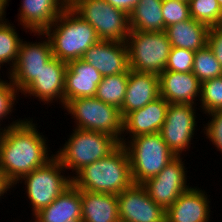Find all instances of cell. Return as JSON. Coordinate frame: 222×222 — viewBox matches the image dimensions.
<instances>
[{
	"label": "cell",
	"instance_id": "1",
	"mask_svg": "<svg viewBox=\"0 0 222 222\" xmlns=\"http://www.w3.org/2000/svg\"><path fill=\"white\" fill-rule=\"evenodd\" d=\"M32 120L24 118L15 126L0 130V170L12 185L54 155L49 150L48 138L37 130L38 124Z\"/></svg>",
	"mask_w": 222,
	"mask_h": 222
},
{
	"label": "cell",
	"instance_id": "2",
	"mask_svg": "<svg viewBox=\"0 0 222 222\" xmlns=\"http://www.w3.org/2000/svg\"><path fill=\"white\" fill-rule=\"evenodd\" d=\"M75 175L72 184L90 192L118 195L134 183L129 155L121 143L106 157L86 165Z\"/></svg>",
	"mask_w": 222,
	"mask_h": 222
},
{
	"label": "cell",
	"instance_id": "3",
	"mask_svg": "<svg viewBox=\"0 0 222 222\" xmlns=\"http://www.w3.org/2000/svg\"><path fill=\"white\" fill-rule=\"evenodd\" d=\"M43 33L51 42L53 57L66 63L82 58L100 41L96 30L69 6Z\"/></svg>",
	"mask_w": 222,
	"mask_h": 222
},
{
	"label": "cell",
	"instance_id": "4",
	"mask_svg": "<svg viewBox=\"0 0 222 222\" xmlns=\"http://www.w3.org/2000/svg\"><path fill=\"white\" fill-rule=\"evenodd\" d=\"M72 130L65 144L54 154L67 171L72 169L71 177L86 165L106 157L120 144L106 133L79 128Z\"/></svg>",
	"mask_w": 222,
	"mask_h": 222
},
{
	"label": "cell",
	"instance_id": "5",
	"mask_svg": "<svg viewBox=\"0 0 222 222\" xmlns=\"http://www.w3.org/2000/svg\"><path fill=\"white\" fill-rule=\"evenodd\" d=\"M121 144L128 152L132 180L135 184H142L155 177L176 157L159 132L121 140Z\"/></svg>",
	"mask_w": 222,
	"mask_h": 222
},
{
	"label": "cell",
	"instance_id": "6",
	"mask_svg": "<svg viewBox=\"0 0 222 222\" xmlns=\"http://www.w3.org/2000/svg\"><path fill=\"white\" fill-rule=\"evenodd\" d=\"M66 169L59 159L53 155L44 165L22 176L13 188L24 182L25 194L30 201L32 215L49 206L60 194L72 185V177L66 176ZM65 174V176H64ZM16 185V186H15Z\"/></svg>",
	"mask_w": 222,
	"mask_h": 222
},
{
	"label": "cell",
	"instance_id": "7",
	"mask_svg": "<svg viewBox=\"0 0 222 222\" xmlns=\"http://www.w3.org/2000/svg\"><path fill=\"white\" fill-rule=\"evenodd\" d=\"M74 118L75 127L83 130L102 132L122 140L123 118L120 110L96 97L69 100L63 107Z\"/></svg>",
	"mask_w": 222,
	"mask_h": 222
},
{
	"label": "cell",
	"instance_id": "8",
	"mask_svg": "<svg viewBox=\"0 0 222 222\" xmlns=\"http://www.w3.org/2000/svg\"><path fill=\"white\" fill-rule=\"evenodd\" d=\"M68 6L96 30L100 40L126 42L130 26L125 11L105 0H68Z\"/></svg>",
	"mask_w": 222,
	"mask_h": 222
},
{
	"label": "cell",
	"instance_id": "9",
	"mask_svg": "<svg viewBox=\"0 0 222 222\" xmlns=\"http://www.w3.org/2000/svg\"><path fill=\"white\" fill-rule=\"evenodd\" d=\"M126 44L131 70L156 75L165 71L172 48L165 31L130 30Z\"/></svg>",
	"mask_w": 222,
	"mask_h": 222
},
{
	"label": "cell",
	"instance_id": "10",
	"mask_svg": "<svg viewBox=\"0 0 222 222\" xmlns=\"http://www.w3.org/2000/svg\"><path fill=\"white\" fill-rule=\"evenodd\" d=\"M35 35H38L37 38L41 37L42 41L28 42L22 40L16 63L10 72H6L8 79L20 93L38 78L39 72L53 57L49 38L43 32L34 33Z\"/></svg>",
	"mask_w": 222,
	"mask_h": 222
},
{
	"label": "cell",
	"instance_id": "11",
	"mask_svg": "<svg viewBox=\"0 0 222 222\" xmlns=\"http://www.w3.org/2000/svg\"><path fill=\"white\" fill-rule=\"evenodd\" d=\"M196 106L198 105L182 103L168 106L166 119L159 133L176 156L184 155L193 144L191 141L198 124L196 109L199 108Z\"/></svg>",
	"mask_w": 222,
	"mask_h": 222
},
{
	"label": "cell",
	"instance_id": "12",
	"mask_svg": "<svg viewBox=\"0 0 222 222\" xmlns=\"http://www.w3.org/2000/svg\"><path fill=\"white\" fill-rule=\"evenodd\" d=\"M184 157L176 156L155 177H151L142 183L149 197L165 210L191 187L189 186L190 183L187 185L189 180H187Z\"/></svg>",
	"mask_w": 222,
	"mask_h": 222
},
{
	"label": "cell",
	"instance_id": "13",
	"mask_svg": "<svg viewBox=\"0 0 222 222\" xmlns=\"http://www.w3.org/2000/svg\"><path fill=\"white\" fill-rule=\"evenodd\" d=\"M117 199L123 222H166V210L149 197L142 184L133 183Z\"/></svg>",
	"mask_w": 222,
	"mask_h": 222
},
{
	"label": "cell",
	"instance_id": "14",
	"mask_svg": "<svg viewBox=\"0 0 222 222\" xmlns=\"http://www.w3.org/2000/svg\"><path fill=\"white\" fill-rule=\"evenodd\" d=\"M67 63L52 57L35 79L22 93L26 97L32 96L43 105H50L54 101L64 107V82ZM59 100V101H58Z\"/></svg>",
	"mask_w": 222,
	"mask_h": 222
},
{
	"label": "cell",
	"instance_id": "15",
	"mask_svg": "<svg viewBox=\"0 0 222 222\" xmlns=\"http://www.w3.org/2000/svg\"><path fill=\"white\" fill-rule=\"evenodd\" d=\"M103 77L127 72L129 68L126 42L100 40L82 56Z\"/></svg>",
	"mask_w": 222,
	"mask_h": 222
},
{
	"label": "cell",
	"instance_id": "16",
	"mask_svg": "<svg viewBox=\"0 0 222 222\" xmlns=\"http://www.w3.org/2000/svg\"><path fill=\"white\" fill-rule=\"evenodd\" d=\"M67 6L68 0H21L17 21L25 33H42Z\"/></svg>",
	"mask_w": 222,
	"mask_h": 222
},
{
	"label": "cell",
	"instance_id": "17",
	"mask_svg": "<svg viewBox=\"0 0 222 222\" xmlns=\"http://www.w3.org/2000/svg\"><path fill=\"white\" fill-rule=\"evenodd\" d=\"M169 103L158 97L141 109L132 111L123 118L122 140L142 134H153L160 132L165 122ZM129 136L126 138V136ZM126 135V136H125Z\"/></svg>",
	"mask_w": 222,
	"mask_h": 222
},
{
	"label": "cell",
	"instance_id": "18",
	"mask_svg": "<svg viewBox=\"0 0 222 222\" xmlns=\"http://www.w3.org/2000/svg\"><path fill=\"white\" fill-rule=\"evenodd\" d=\"M103 76L83 59L67 63L64 82V105L76 98L95 97Z\"/></svg>",
	"mask_w": 222,
	"mask_h": 222
},
{
	"label": "cell",
	"instance_id": "19",
	"mask_svg": "<svg viewBox=\"0 0 222 222\" xmlns=\"http://www.w3.org/2000/svg\"><path fill=\"white\" fill-rule=\"evenodd\" d=\"M205 190L190 187L166 210V222H209L211 199Z\"/></svg>",
	"mask_w": 222,
	"mask_h": 222
},
{
	"label": "cell",
	"instance_id": "20",
	"mask_svg": "<svg viewBox=\"0 0 222 222\" xmlns=\"http://www.w3.org/2000/svg\"><path fill=\"white\" fill-rule=\"evenodd\" d=\"M159 86L160 96L169 104L197 105L200 100L201 82L192 72L164 71L159 75Z\"/></svg>",
	"mask_w": 222,
	"mask_h": 222
},
{
	"label": "cell",
	"instance_id": "21",
	"mask_svg": "<svg viewBox=\"0 0 222 222\" xmlns=\"http://www.w3.org/2000/svg\"><path fill=\"white\" fill-rule=\"evenodd\" d=\"M160 97L159 75L129 69L127 89L120 109L122 118Z\"/></svg>",
	"mask_w": 222,
	"mask_h": 222
},
{
	"label": "cell",
	"instance_id": "22",
	"mask_svg": "<svg viewBox=\"0 0 222 222\" xmlns=\"http://www.w3.org/2000/svg\"><path fill=\"white\" fill-rule=\"evenodd\" d=\"M39 222H66L82 220L81 190L73 184L49 206L34 214Z\"/></svg>",
	"mask_w": 222,
	"mask_h": 222
},
{
	"label": "cell",
	"instance_id": "23",
	"mask_svg": "<svg viewBox=\"0 0 222 222\" xmlns=\"http://www.w3.org/2000/svg\"><path fill=\"white\" fill-rule=\"evenodd\" d=\"M82 222L119 220L117 195L81 190Z\"/></svg>",
	"mask_w": 222,
	"mask_h": 222
},
{
	"label": "cell",
	"instance_id": "24",
	"mask_svg": "<svg viewBox=\"0 0 222 222\" xmlns=\"http://www.w3.org/2000/svg\"><path fill=\"white\" fill-rule=\"evenodd\" d=\"M209 27L193 18L175 23L165 28V33L172 48H183L192 51L207 45Z\"/></svg>",
	"mask_w": 222,
	"mask_h": 222
},
{
	"label": "cell",
	"instance_id": "25",
	"mask_svg": "<svg viewBox=\"0 0 222 222\" xmlns=\"http://www.w3.org/2000/svg\"><path fill=\"white\" fill-rule=\"evenodd\" d=\"M163 0H139L129 14L130 30L143 32L164 31Z\"/></svg>",
	"mask_w": 222,
	"mask_h": 222
},
{
	"label": "cell",
	"instance_id": "26",
	"mask_svg": "<svg viewBox=\"0 0 222 222\" xmlns=\"http://www.w3.org/2000/svg\"><path fill=\"white\" fill-rule=\"evenodd\" d=\"M128 76L129 70L125 73L104 76L97 87L95 97L120 110L127 89Z\"/></svg>",
	"mask_w": 222,
	"mask_h": 222
},
{
	"label": "cell",
	"instance_id": "27",
	"mask_svg": "<svg viewBox=\"0 0 222 222\" xmlns=\"http://www.w3.org/2000/svg\"><path fill=\"white\" fill-rule=\"evenodd\" d=\"M13 25L14 23H9L6 18L0 22V70L5 64L4 66L9 65L7 67L8 72L12 70L16 63L20 44L23 40L18 35L19 32L15 25Z\"/></svg>",
	"mask_w": 222,
	"mask_h": 222
},
{
	"label": "cell",
	"instance_id": "28",
	"mask_svg": "<svg viewBox=\"0 0 222 222\" xmlns=\"http://www.w3.org/2000/svg\"><path fill=\"white\" fill-rule=\"evenodd\" d=\"M192 73L201 83L222 76L221 64L208 45L195 52Z\"/></svg>",
	"mask_w": 222,
	"mask_h": 222
},
{
	"label": "cell",
	"instance_id": "29",
	"mask_svg": "<svg viewBox=\"0 0 222 222\" xmlns=\"http://www.w3.org/2000/svg\"><path fill=\"white\" fill-rule=\"evenodd\" d=\"M188 4L194 20L209 28L222 25V8L217 0H190Z\"/></svg>",
	"mask_w": 222,
	"mask_h": 222
},
{
	"label": "cell",
	"instance_id": "30",
	"mask_svg": "<svg viewBox=\"0 0 222 222\" xmlns=\"http://www.w3.org/2000/svg\"><path fill=\"white\" fill-rule=\"evenodd\" d=\"M200 106L203 114L222 110V76L201 83Z\"/></svg>",
	"mask_w": 222,
	"mask_h": 222
},
{
	"label": "cell",
	"instance_id": "31",
	"mask_svg": "<svg viewBox=\"0 0 222 222\" xmlns=\"http://www.w3.org/2000/svg\"><path fill=\"white\" fill-rule=\"evenodd\" d=\"M20 92L18 89L14 86V84L9 80H0V130H3L4 128L15 126L22 122L24 119L19 118L6 125V127H2L1 123H5L3 120L8 119L11 114L14 112L13 107L15 102L18 103L17 100H19L20 97L19 94ZM9 116V117H8ZM2 121V122H1Z\"/></svg>",
	"mask_w": 222,
	"mask_h": 222
},
{
	"label": "cell",
	"instance_id": "32",
	"mask_svg": "<svg viewBox=\"0 0 222 222\" xmlns=\"http://www.w3.org/2000/svg\"><path fill=\"white\" fill-rule=\"evenodd\" d=\"M162 15L165 28L191 18L188 2L182 0H163Z\"/></svg>",
	"mask_w": 222,
	"mask_h": 222
},
{
	"label": "cell",
	"instance_id": "33",
	"mask_svg": "<svg viewBox=\"0 0 222 222\" xmlns=\"http://www.w3.org/2000/svg\"><path fill=\"white\" fill-rule=\"evenodd\" d=\"M195 51L183 48H171L165 71L192 72Z\"/></svg>",
	"mask_w": 222,
	"mask_h": 222
},
{
	"label": "cell",
	"instance_id": "34",
	"mask_svg": "<svg viewBox=\"0 0 222 222\" xmlns=\"http://www.w3.org/2000/svg\"><path fill=\"white\" fill-rule=\"evenodd\" d=\"M210 115V116H209ZM210 120L204 125L202 132L206 138L222 153V110L207 114Z\"/></svg>",
	"mask_w": 222,
	"mask_h": 222
},
{
	"label": "cell",
	"instance_id": "35",
	"mask_svg": "<svg viewBox=\"0 0 222 222\" xmlns=\"http://www.w3.org/2000/svg\"><path fill=\"white\" fill-rule=\"evenodd\" d=\"M207 45L222 67V25L209 28Z\"/></svg>",
	"mask_w": 222,
	"mask_h": 222
},
{
	"label": "cell",
	"instance_id": "36",
	"mask_svg": "<svg viewBox=\"0 0 222 222\" xmlns=\"http://www.w3.org/2000/svg\"><path fill=\"white\" fill-rule=\"evenodd\" d=\"M114 8L125 11L128 15L133 11L139 0H105Z\"/></svg>",
	"mask_w": 222,
	"mask_h": 222
},
{
	"label": "cell",
	"instance_id": "37",
	"mask_svg": "<svg viewBox=\"0 0 222 222\" xmlns=\"http://www.w3.org/2000/svg\"><path fill=\"white\" fill-rule=\"evenodd\" d=\"M10 189H13V185L5 178L4 173L0 170V201L1 197L7 194Z\"/></svg>",
	"mask_w": 222,
	"mask_h": 222
},
{
	"label": "cell",
	"instance_id": "38",
	"mask_svg": "<svg viewBox=\"0 0 222 222\" xmlns=\"http://www.w3.org/2000/svg\"><path fill=\"white\" fill-rule=\"evenodd\" d=\"M7 0H0V22L6 18Z\"/></svg>",
	"mask_w": 222,
	"mask_h": 222
},
{
	"label": "cell",
	"instance_id": "39",
	"mask_svg": "<svg viewBox=\"0 0 222 222\" xmlns=\"http://www.w3.org/2000/svg\"><path fill=\"white\" fill-rule=\"evenodd\" d=\"M33 216H34L33 221H30V222H39L38 219L36 218V216L35 215H33Z\"/></svg>",
	"mask_w": 222,
	"mask_h": 222
},
{
	"label": "cell",
	"instance_id": "40",
	"mask_svg": "<svg viewBox=\"0 0 222 222\" xmlns=\"http://www.w3.org/2000/svg\"><path fill=\"white\" fill-rule=\"evenodd\" d=\"M66 222H82V220H69V221H66Z\"/></svg>",
	"mask_w": 222,
	"mask_h": 222
},
{
	"label": "cell",
	"instance_id": "41",
	"mask_svg": "<svg viewBox=\"0 0 222 222\" xmlns=\"http://www.w3.org/2000/svg\"><path fill=\"white\" fill-rule=\"evenodd\" d=\"M217 1H218L219 5H220L221 8H222V0H217Z\"/></svg>",
	"mask_w": 222,
	"mask_h": 222
}]
</instances>
